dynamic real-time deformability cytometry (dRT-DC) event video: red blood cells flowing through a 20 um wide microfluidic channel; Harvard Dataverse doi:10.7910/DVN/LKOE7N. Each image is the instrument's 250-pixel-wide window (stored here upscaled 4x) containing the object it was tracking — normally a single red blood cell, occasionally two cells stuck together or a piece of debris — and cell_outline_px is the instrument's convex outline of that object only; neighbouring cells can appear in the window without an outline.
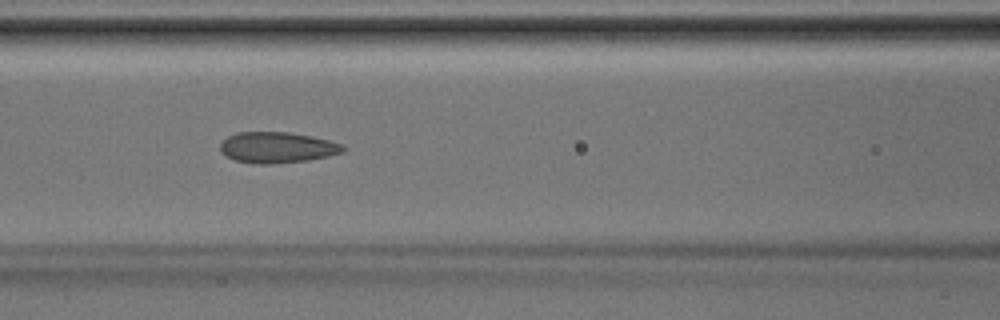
{"species": "Egyptian fruit bat (a non-hibernating species)", "species_latin": "Rousettus aegyptiacus", "temperature_condition": "room temperature", "stored_images_in_passage": 39, "camera_frame_rate_fps": 3000, "um_per_image_px": 0.085, "animal": {"sex": "male"}, "frame": {"image": 1, "passage_image": 16, "time_ms": 5.0, "image_size_px": [1000, 320], "cell_outline_px": [[348, 148], [344, 152], [328, 156], [308, 160], [272, 164], [252, 164], [236, 160], [220, 152], [220, 144], [228, 136], [236, 132], [288, 132], [312, 136], [344, 144]], "centroid_in_image_um": [23.59, 12.53], "position_along_channel_um": 143.0, "area_um2": 22.31}}
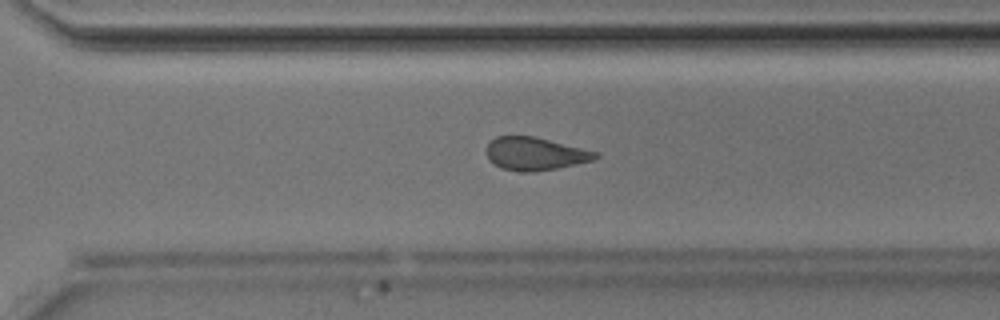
{"frame": {"image": 2, "passage_image": 27, "time_ms": 8.667, "image_size_px": [1000, 320], "cell_outline_px": [[600, 156], [592, 160], [576, 164], [556, 168], [532, 172], [520, 172], [500, 168], [488, 160], [484, 152], [484, 148], [496, 136], [536, 136], [600, 152]], "centroid_in_image_um": [45.46, 13.06], "position_along_channel_um": 325.1, "area_um2": 21.33}}
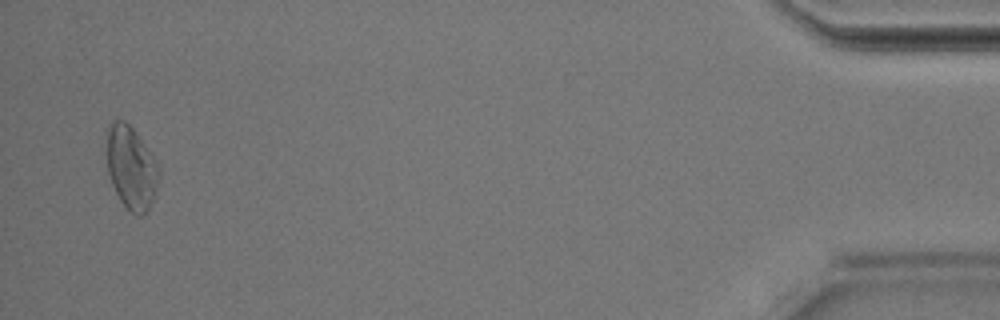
{"frame": {"image": 3, "passage_image": 38, "time_ms": 12.333, "image_size_px": [1000, 320], "cell_outline_px": [[160, 172], [156, 188], [152, 200], [144, 216], [136, 216], [120, 200], [112, 184], [108, 172], [108, 124], [116, 120], [124, 120], [132, 128], [160, 168]], "centroid_in_image_um": [11.15, 14.28], "position_along_channel_um": 424.0, "area_um2": 24.51}}